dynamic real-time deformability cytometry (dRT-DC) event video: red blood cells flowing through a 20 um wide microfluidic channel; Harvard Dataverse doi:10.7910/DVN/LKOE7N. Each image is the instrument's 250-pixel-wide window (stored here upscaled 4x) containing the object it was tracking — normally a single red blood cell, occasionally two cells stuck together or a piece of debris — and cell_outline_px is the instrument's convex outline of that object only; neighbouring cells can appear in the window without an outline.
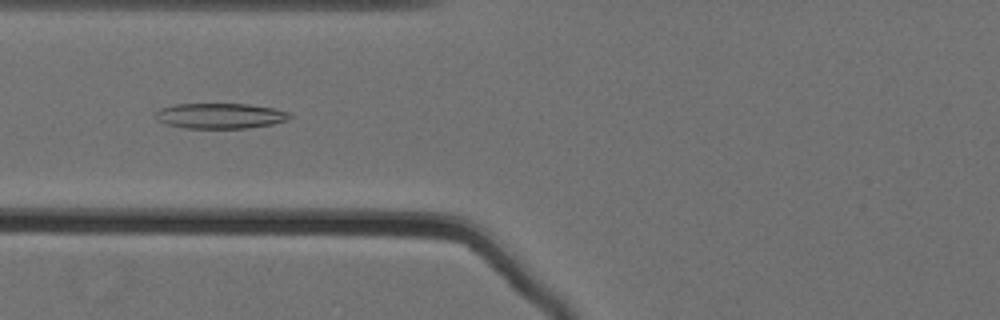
{"species": "Egyptian fruit bat (a non-hibernating species)", "species_latin": "Rousettus aegyptiacus", "temperature_condition": "cold", "stored_images_in_passage": 63, "camera_frame_rate_fps": 3000, "um_per_image_px": 0.085, "animal": {"sex": "female"}, "frame": {"image": 1, "passage_image": 29, "time_ms": 9.333, "image_size_px": [1000, 320], "cell_outline_px": [[292, 116], [288, 120], [272, 124], [248, 128], [184, 128], [168, 124], [160, 120], [152, 112], [160, 108], [176, 104], [248, 104], [272, 108], [288, 112]], "centroid_in_image_um": [18.71, 9.84], "position_along_channel_um": 107.1, "area_um2": 19.77}}
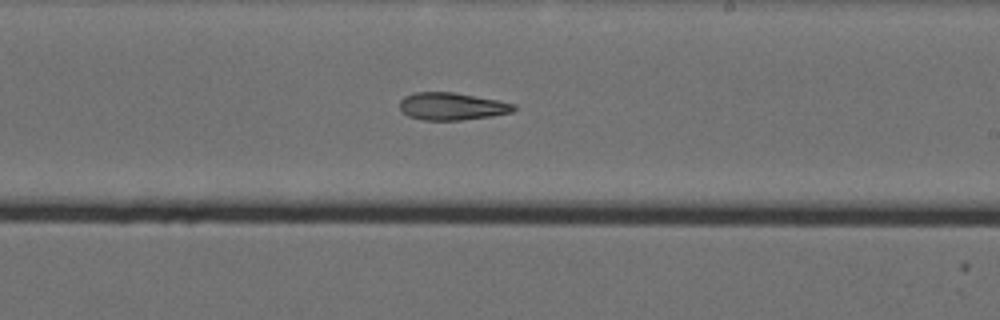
{"frame": {"image": 2, "passage_image": 41, "time_ms": 13.333, "image_size_px": [1000, 320], "cell_outline_px": [[516, 108], [512, 112], [492, 116], [460, 120], [420, 120], [408, 116], [400, 108], [400, 100], [404, 96], [416, 92], [452, 92], [496, 100], [516, 104]], "centroid_in_image_um": [38.39, 9.04], "position_along_channel_um": 250.6, "area_um2": 18.15}}
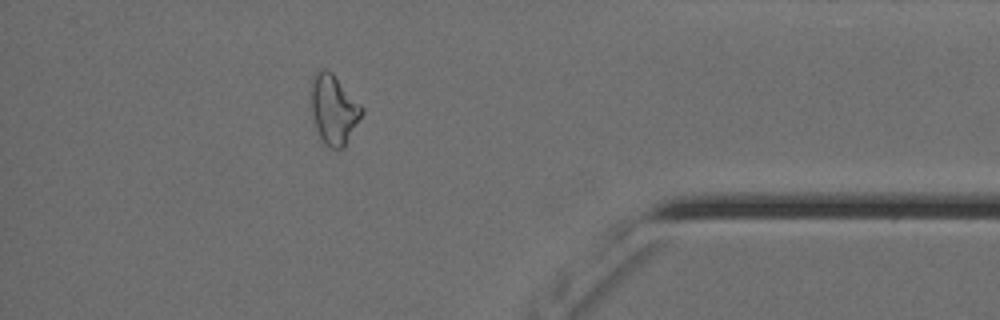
{"frame": {"image": 3, "passage_image": 56, "time_ms": 18.333, "image_size_px": [1000, 320], "cell_outline_px": [[364, 112], [344, 148], [328, 148], [324, 144], [316, 128], [312, 116], [312, 76], [320, 68], [324, 68], [332, 72], [364, 108]], "centroid_in_image_um": [28.38, 9.3], "position_along_channel_um": 406.8, "area_um2": 20.52}, "authors_computed_cell_mechanics": {"area_um2": 21.8484, "velocity_mm_per_s": 3.5698, "shape_relaxation_time_tau1_ms": null, "shape_relaxation_time_tau2_ms": 11.2517, "deformation_change_tau1": null, "deformation_change_tau2": 0.2397}}